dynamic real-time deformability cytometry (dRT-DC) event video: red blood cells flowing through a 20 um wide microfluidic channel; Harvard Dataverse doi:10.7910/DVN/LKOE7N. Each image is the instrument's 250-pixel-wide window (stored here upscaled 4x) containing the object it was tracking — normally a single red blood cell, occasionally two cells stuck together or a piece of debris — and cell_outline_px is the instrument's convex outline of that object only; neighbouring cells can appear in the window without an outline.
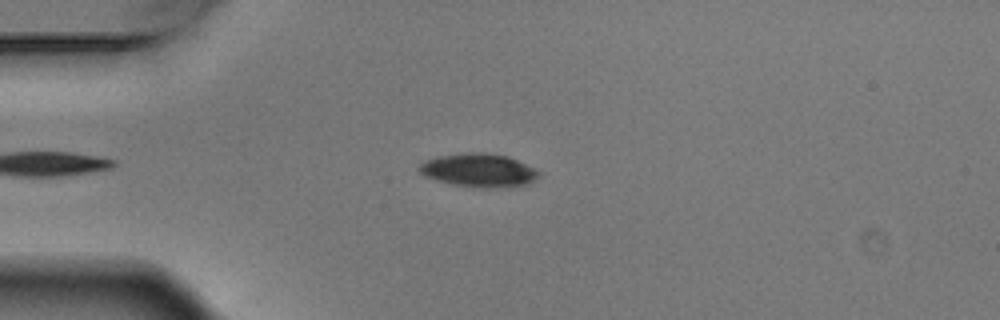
{"species": "Egyptian fruit bat (a non-hibernating species)", "species_latin": "Rousettus aegyptiacus", "temperature_condition": "warm", "stored_images_in_passage": 6, "camera_frame_rate_fps": 3000, "um_per_image_px": 0.085, "animal": {"sex": "male"}, "frame": {"image": 1, "passage_image": 3, "time_ms": 0.667, "image_size_px": [1000, 320], "cell_outline_px": [[540, 176], [528, 184], [456, 184], [424, 176], [416, 168], [424, 160], [436, 156], [468, 152], [484, 152], [508, 156], [536, 168], [540, 172]], "centroid_in_image_um": [40.66, 14.38], "position_along_channel_um": 44.3, "area_um2": 22.14}}
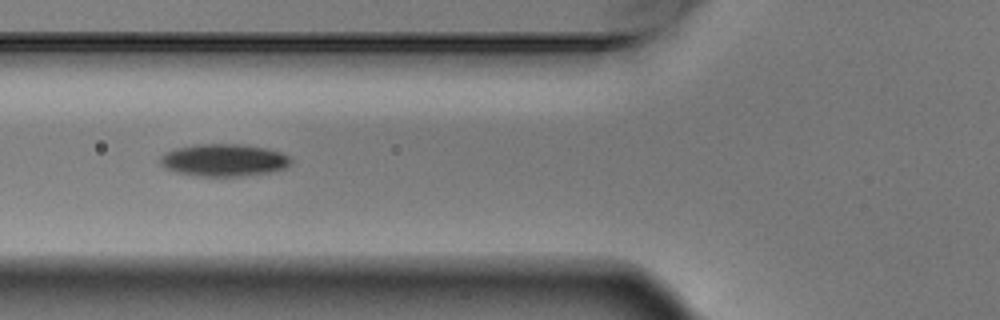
{"frame": {"image": 2, "passage_image": 5, "time_ms": 1.333, "image_size_px": [1000, 320], "cell_outline_px": [[292, 160], [284, 168], [268, 172], [240, 176], [200, 176], [176, 172], [164, 168], [160, 164], [160, 156], [176, 148], [196, 144], [244, 144], [268, 148], [280, 152], [288, 156]], "centroid_in_image_um": [19.01, 13.6], "position_along_channel_um": 106.8, "area_um2": 24.51}}
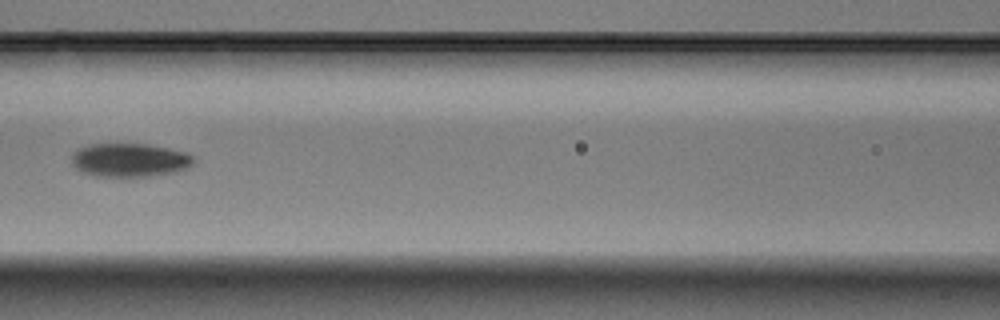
{"frame": {"image": 3, "passage_image": 6, "time_ms": 1.667, "image_size_px": [1000, 320], "cell_outline_px": [[196, 160], [192, 164], [184, 168], [172, 172], [148, 176], [96, 176], [84, 172], [76, 168], [72, 164], [72, 156], [80, 148], [88, 144], [148, 144], [168, 148], [184, 152], [192, 156]], "centroid_in_image_um": [11.01, 13.59], "position_along_channel_um": 155.6, "area_um2": 23.47}}